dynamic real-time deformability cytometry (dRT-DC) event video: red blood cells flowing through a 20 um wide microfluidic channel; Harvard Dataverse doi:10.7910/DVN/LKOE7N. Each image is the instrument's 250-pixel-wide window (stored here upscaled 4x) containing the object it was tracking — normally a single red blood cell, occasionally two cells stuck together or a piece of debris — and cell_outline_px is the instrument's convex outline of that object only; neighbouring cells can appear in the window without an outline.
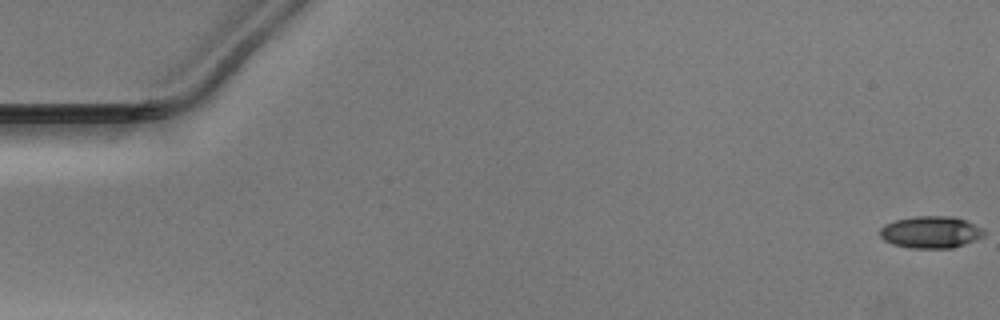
{"species": "Egyptian fruit bat (a non-hibernating species)", "species_latin": "Rousettus aegyptiacus", "temperature_condition": "warm", "stored_images_in_passage": 52, "camera_frame_rate_fps": 3000, "um_per_image_px": 0.085, "animal": {"sex": "male"}, "frame": {"image": 1, "passage_image": 1, "time_ms": 0.0, "image_size_px": [1000, 320], "cell_outline_px": [[984, 236], [976, 240], [952, 248], [912, 248], [892, 244], [884, 240], [880, 236], [880, 228], [884, 224], [896, 220], [916, 216], [956, 216], [984, 228]], "centroid_in_image_um": [79.13, 19.73], "position_along_channel_um": 5.9, "area_um2": 19.54}}
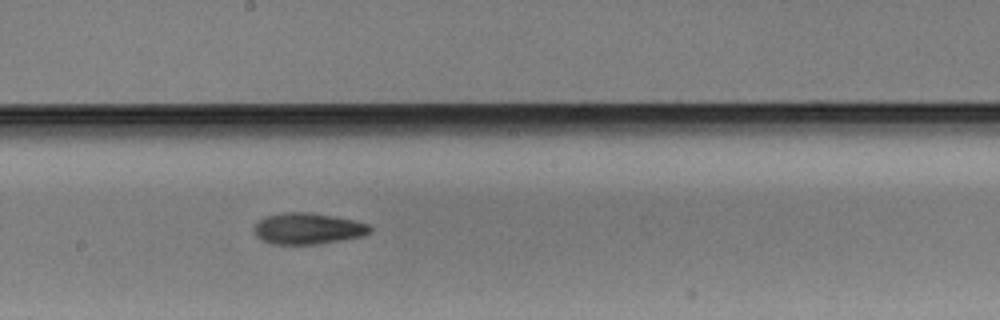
{"frame": {"image": 2, "passage_image": 29, "time_ms": 9.333, "image_size_px": [1000, 320], "cell_outline_px": [[372, 232], [364, 236], [344, 240], [320, 244], [272, 244], [260, 240], [256, 236], [256, 224], [260, 220], [268, 216], [284, 212], [308, 212], [332, 216], [352, 220], [368, 224], [372, 228]], "centroid_in_image_um": [26.21, 19.45], "position_along_channel_um": 222.0, "area_um2": 21.04}}
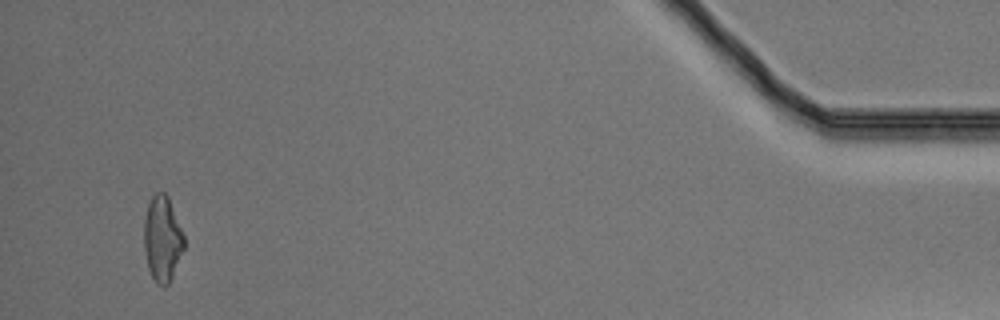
{"frame": {"image": 3, "passage_image": 50, "time_ms": 16.333, "image_size_px": [1000, 320], "cell_outline_px": [[184, 248], [172, 276], [168, 284], [164, 288], [156, 284], [148, 268], [144, 248], [144, 216], [148, 204], [152, 196], [156, 192], [164, 192], [168, 196], [184, 236]], "centroid_in_image_um": [13.78, 20.3], "position_along_channel_um": 421.4, "area_um2": 19.88}}